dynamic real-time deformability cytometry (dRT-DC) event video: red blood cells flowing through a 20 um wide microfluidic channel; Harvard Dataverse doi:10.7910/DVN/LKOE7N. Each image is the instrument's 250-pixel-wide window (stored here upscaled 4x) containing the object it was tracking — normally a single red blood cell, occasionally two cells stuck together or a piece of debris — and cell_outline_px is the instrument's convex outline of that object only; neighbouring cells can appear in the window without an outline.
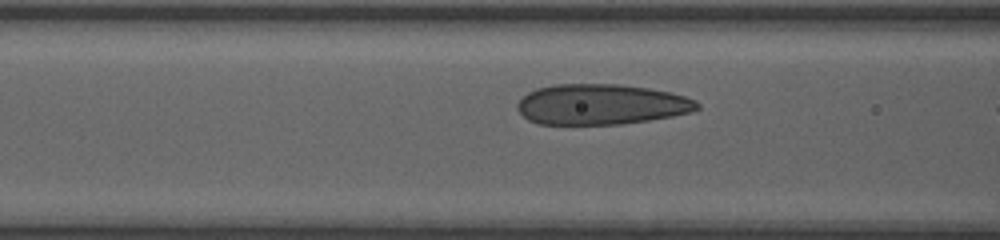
{"species": "human", "species_latin": "Homo sapiens", "temperature_condition": "room temperature", "stored_images_in_passage": 13, "camera_frame_rate_fps": 3000, "um_per_image_px": 0.085, "donor": {"sex": "female"}, "frame": {"image": 1, "passage_image": 11, "time_ms": 3.333, "image_size_px": [1000, 240], "cell_outline_px": [[700, 108], [692, 112], [672, 116], [648, 120], [620, 124], [540, 124], [528, 120], [516, 108], [516, 104], [528, 92], [536, 88], [556, 84], [620, 84], [648, 88], [668, 92], [684, 96], [696, 100], [700, 104]], "centroid_in_image_um": [51.1, 8.87], "position_along_channel_um": 115.5, "area_um2": 42.43}}